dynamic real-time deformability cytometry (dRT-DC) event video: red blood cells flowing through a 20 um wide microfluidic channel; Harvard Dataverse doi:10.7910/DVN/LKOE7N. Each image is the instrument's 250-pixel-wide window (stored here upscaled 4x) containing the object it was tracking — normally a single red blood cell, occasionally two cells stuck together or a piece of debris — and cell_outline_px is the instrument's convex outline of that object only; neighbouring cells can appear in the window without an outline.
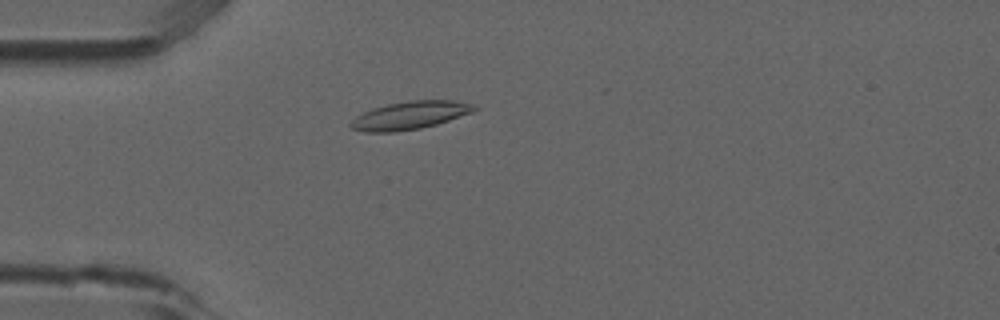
{"species": "common noctule bat (a hibernating species)", "species_latin": "Nyctalus noctula", "temperature_condition": "room temperature", "stored_images_in_passage": 4, "camera_frame_rate_fps": 3000, "um_per_image_px": 0.085, "animal": {"sex": "male", "forearm_length_mm": 52.5}, "frame": {"image": 1, "passage_image": 3, "time_ms": 0.667, "image_size_px": [1000, 320], "cell_outline_px": [[480, 108], [472, 112], [436, 124], [420, 128], [396, 132], [364, 132], [352, 128], [348, 124], [356, 116], [372, 108], [388, 104], [408, 100], [452, 100], [472, 104]], "centroid_in_image_um": [34.82, 9.8], "position_along_channel_um": 50.2, "area_um2": 20.06}}